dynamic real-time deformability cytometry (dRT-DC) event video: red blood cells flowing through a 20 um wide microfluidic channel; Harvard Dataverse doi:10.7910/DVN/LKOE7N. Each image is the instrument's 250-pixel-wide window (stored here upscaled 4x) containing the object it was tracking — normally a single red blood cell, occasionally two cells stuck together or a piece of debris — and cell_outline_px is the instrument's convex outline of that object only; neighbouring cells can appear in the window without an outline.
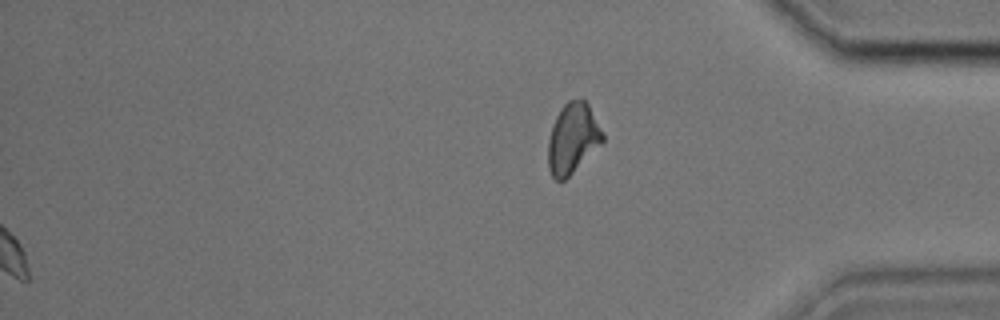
{"species": "common noctule bat (a hibernating species)", "species_latin": "Nyctalus noctula", "temperature_condition": "cold", "stored_images_in_passage": 40, "segment_of_instrument_passage": [2, 2], "camera_frame_rate_fps": 3000, "um_per_image_px": 0.085, "animal": {"sex": "male", "body_mass_g": 17.9, "forearm_length_mm": 54.2}, "frame": {"image": 1, "passage_image": 40, "time_ms": 13.0, "image_size_px": [1000, 320], "cell_outline_px": [[604, 140], [564, 180], [556, 180], [552, 176], [548, 168], [548, 140], [552, 124], [560, 108], [568, 100], [584, 96], [604, 132]], "centroid_in_image_um": [48.67, 11.69], "position_along_channel_um": 386.5, "area_um2": 22.43}}